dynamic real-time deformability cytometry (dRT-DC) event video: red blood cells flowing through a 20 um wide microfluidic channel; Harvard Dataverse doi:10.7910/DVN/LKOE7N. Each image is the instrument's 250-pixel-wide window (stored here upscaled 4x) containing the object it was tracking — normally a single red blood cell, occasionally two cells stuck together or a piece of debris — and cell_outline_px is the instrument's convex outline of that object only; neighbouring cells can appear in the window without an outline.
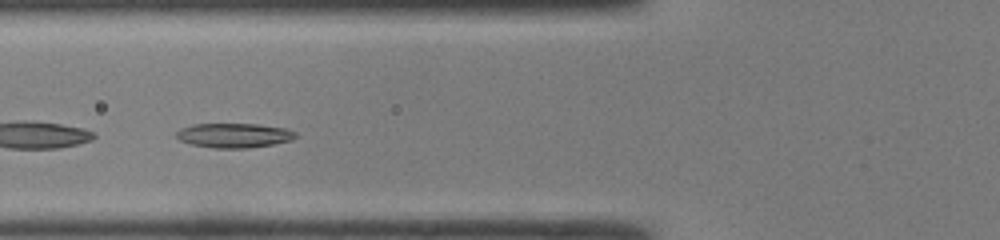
{"species": "common noctule bat (a hibernating species)", "species_latin": "Nyctalus noctula", "temperature_condition": "room temperature", "stored_images_in_passage": 40, "camera_frame_rate_fps": 3000, "um_per_image_px": 0.085, "animal": {"sex": "male", "body_mass_g": 19.0, "forearm_length_mm": 50.8}, "frame": {"image": 1, "passage_image": 12, "time_ms": 3.667, "image_size_px": [1000, 240], "cell_outline_px": [[300, 136], [292, 140], [272, 144], [248, 148], [212, 148], [192, 144], [180, 140], [176, 136], [176, 132], [180, 128], [192, 124], [256, 124], [284, 128], [296, 132]], "centroid_in_image_um": [19.9, 11.51], "position_along_channel_um": 105.9, "area_um2": 17.05}}
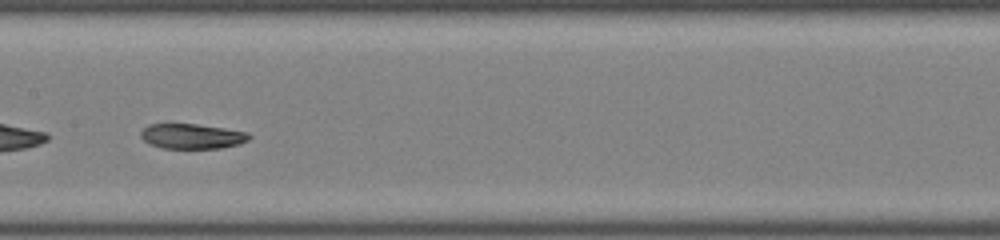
{"frame": {"image": 2, "passage_image": 18, "time_ms": 5.667, "image_size_px": [1000, 240], "cell_outline_px": [[252, 136], [248, 140], [240, 144], [220, 148], [160, 148], [148, 144], [140, 136], [140, 132], [148, 124], [196, 124], [224, 128], [248, 132]], "centroid_in_image_um": [16.31, 11.58], "position_along_channel_um": 191.1, "area_um2": 15.9}, "authors_computed_cell_mechanics": {"area_um2": 17.2244, "velocity_mm_per_s": 4.2748, "shape_relaxation_time_tau1_ms": null, "shape_relaxation_time_tau2_ms": 6.9226, "deformation_change_tau1": null, "deformation_change_tau2": 0.1204}}